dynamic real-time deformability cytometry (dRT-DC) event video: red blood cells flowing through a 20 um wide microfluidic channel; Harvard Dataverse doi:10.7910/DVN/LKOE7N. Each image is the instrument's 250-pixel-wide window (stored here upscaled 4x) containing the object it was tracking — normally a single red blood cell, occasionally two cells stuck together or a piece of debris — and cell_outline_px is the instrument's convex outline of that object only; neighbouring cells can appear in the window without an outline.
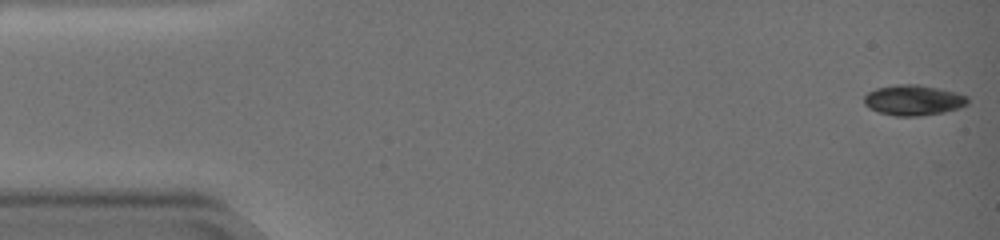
{"species": "common noctule bat (a hibernating species)", "species_latin": "Nyctalus noctula", "temperature_condition": "warm", "stored_images_in_passage": 59, "camera_frame_rate_fps": 3000, "um_per_image_px": 0.085, "animal": {"sex": "female", "body_mass_g": 19.0, "forearm_length_mm": 51.5}, "frame": {"image": 1, "passage_image": 1, "time_ms": 0.0, "image_size_px": [1000, 240], "cell_outline_px": [[968, 104], [944, 112], [920, 116], [896, 116], [880, 112], [868, 108], [864, 104], [864, 96], [868, 92], [876, 88], [896, 84], [920, 84], [956, 92], [968, 96]], "centroid_in_image_um": [77.62, 8.5], "position_along_channel_um": 7.4, "area_um2": 18.44}}
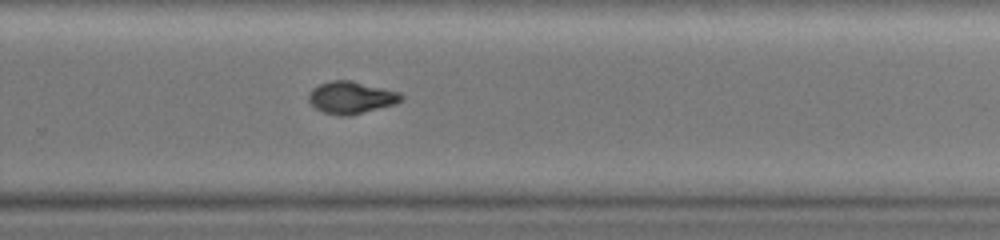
{"frame": {"image": 2, "passage_image": 40, "time_ms": 13.0, "image_size_px": [1000, 240], "cell_outline_px": [[404, 100], [396, 104], [352, 116], [336, 116], [324, 112], [316, 108], [308, 100], [308, 96], [312, 88], [320, 84], [332, 80], [352, 80], [400, 92], [404, 96]], "centroid_in_image_um": [29.89, 8.3], "position_along_channel_um": 299.9, "area_um2": 17.69}}
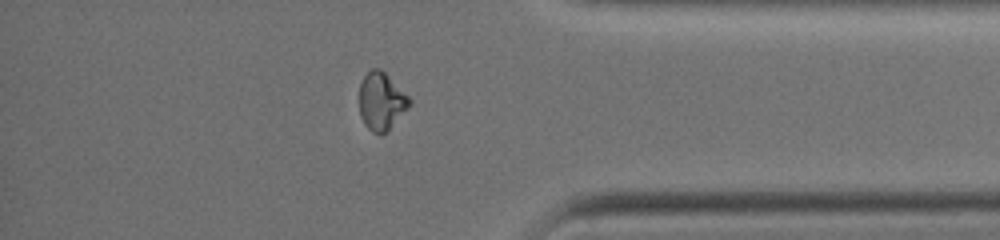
{"frame": {"image": 3, "passage_image": 50, "time_ms": 16.333, "image_size_px": [1000, 240], "cell_outline_px": [[412, 104], [380, 136], [372, 132], [364, 124], [360, 116], [360, 84], [364, 76], [372, 68], [380, 68], [412, 100]], "centroid_in_image_um": [32.4, 8.61], "position_along_channel_um": 402.8, "area_um2": 16.53}, "authors_computed_cell_mechanics": {"area_um2": 18.207, "velocity_mm_per_s": 3.3044, "shape_relaxation_time_tau1_ms": 9.2704, "shape_relaxation_time_tau2_ms": 3.0486, "deformation_change_tau1": 0.246, "deformation_change_tau2": 0.042}}